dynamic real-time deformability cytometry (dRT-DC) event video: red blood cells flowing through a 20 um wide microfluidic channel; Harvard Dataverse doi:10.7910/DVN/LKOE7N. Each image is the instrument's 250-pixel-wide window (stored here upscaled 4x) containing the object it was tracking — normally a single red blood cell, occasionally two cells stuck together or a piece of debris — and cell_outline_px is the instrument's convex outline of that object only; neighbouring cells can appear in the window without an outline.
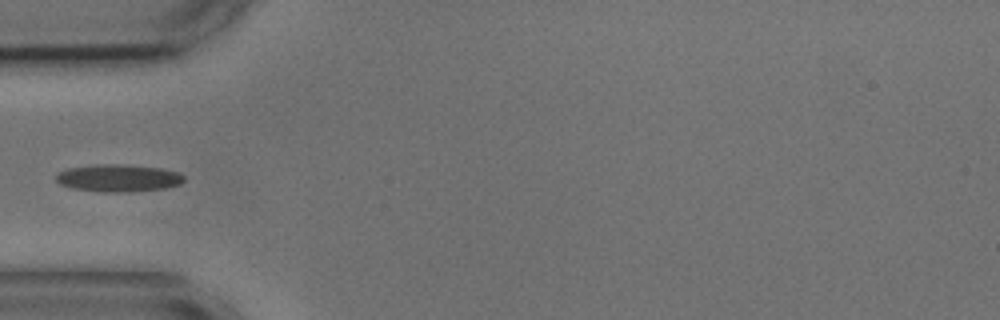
{"species": "common noctule bat (a hibernating species)", "species_latin": "Nyctalus noctula", "temperature_condition": "cold", "stored_images_in_passage": 8, "camera_frame_rate_fps": 3000, "um_per_image_px": 0.085, "animal": {"sex": "male", "body_mass_g": 17.9, "forearm_length_mm": 54.2}, "frame": {"image": 1, "passage_image": 5, "time_ms": 5.0, "image_size_px": [1000, 320], "cell_outline_px": [[184, 180], [180, 184], [168, 188], [132, 192], [104, 192], [72, 188], [60, 184], [56, 180], [56, 172], [68, 168], [92, 164], [124, 164], [160, 168], [180, 172], [184, 176]], "centroid_in_image_um": [10.07, 15.13], "position_along_channel_um": 74.9, "area_um2": 20.75}}